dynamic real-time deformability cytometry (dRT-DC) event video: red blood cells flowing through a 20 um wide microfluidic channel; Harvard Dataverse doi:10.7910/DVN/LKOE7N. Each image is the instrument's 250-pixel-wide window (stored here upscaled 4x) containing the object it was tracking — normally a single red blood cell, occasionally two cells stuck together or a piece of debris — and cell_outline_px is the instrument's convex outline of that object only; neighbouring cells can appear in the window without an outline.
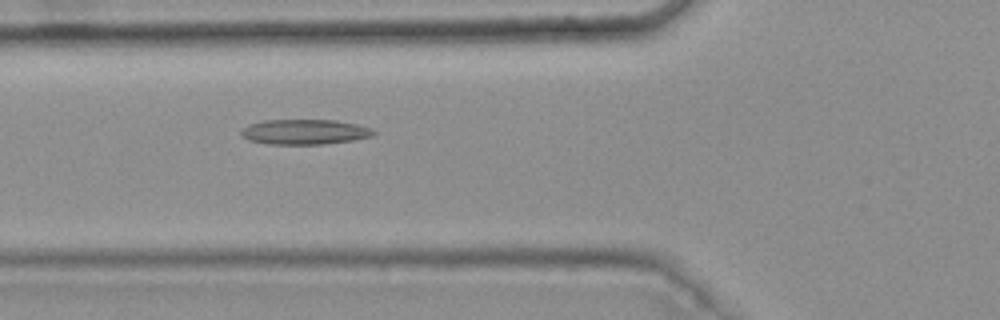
{"species": "common noctule bat (a hibernating species)", "species_latin": "Nyctalus noctula", "temperature_condition": "warm", "stored_images_in_passage": 32, "camera_frame_rate_fps": 3000, "um_per_image_px": 0.085, "animal": {"sex": "female", "body_mass_g": 25.1}, "frame": {"image": 1, "passage_image": 10, "time_ms": 3.0, "image_size_px": [1000, 320], "cell_outline_px": [[376, 132], [372, 136], [352, 140], [324, 144], [268, 144], [248, 140], [240, 132], [248, 124], [264, 120], [336, 120], [356, 124], [372, 128]], "centroid_in_image_um": [25.9, 11.21], "position_along_channel_um": 99.9, "area_um2": 19.31}}
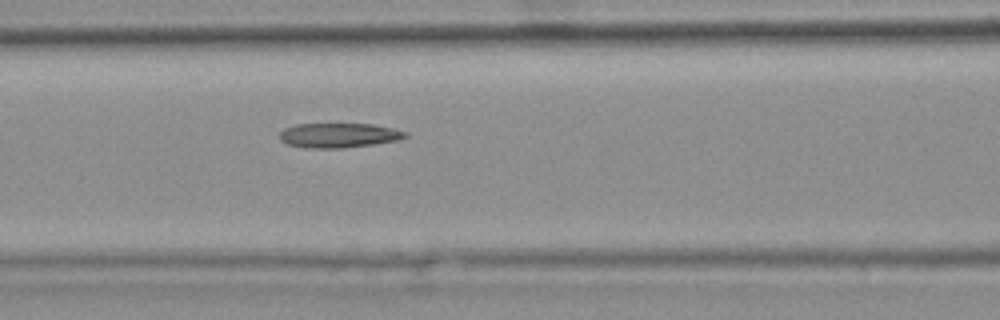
{"frame": {"image": 2, "passage_image": 13, "time_ms": 4.0, "image_size_px": [1000, 320], "cell_outline_px": [[408, 136], [400, 140], [376, 144], [344, 148], [308, 148], [288, 144], [280, 140], [280, 132], [284, 128], [296, 124], [372, 124], [392, 128], [408, 132]], "centroid_in_image_um": [28.83, 11.51], "position_along_channel_um": 137.8, "area_um2": 18.15}}
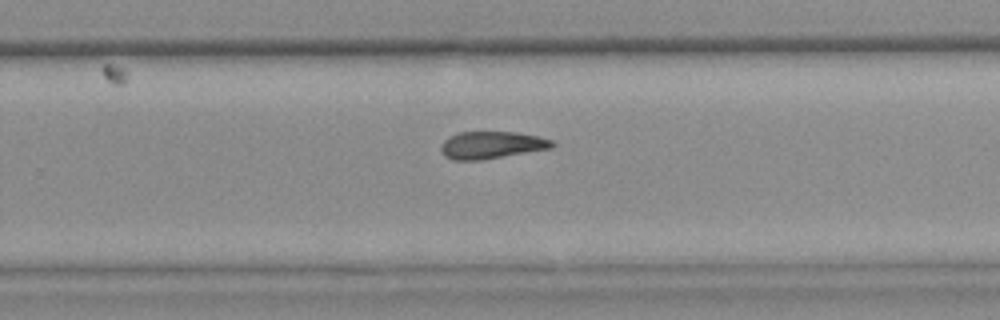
{"frame": {"image": 3, "passage_image": 25, "time_ms": 8.0, "image_size_px": [1000, 320], "cell_outline_px": [[556, 144], [552, 148], [484, 160], [452, 160], [444, 156], [440, 148], [440, 144], [448, 136], [456, 132], [516, 132], [536, 136], [552, 140]], "centroid_in_image_um": [41.75, 12.33], "position_along_channel_um": 288.1, "area_um2": 17.92}}